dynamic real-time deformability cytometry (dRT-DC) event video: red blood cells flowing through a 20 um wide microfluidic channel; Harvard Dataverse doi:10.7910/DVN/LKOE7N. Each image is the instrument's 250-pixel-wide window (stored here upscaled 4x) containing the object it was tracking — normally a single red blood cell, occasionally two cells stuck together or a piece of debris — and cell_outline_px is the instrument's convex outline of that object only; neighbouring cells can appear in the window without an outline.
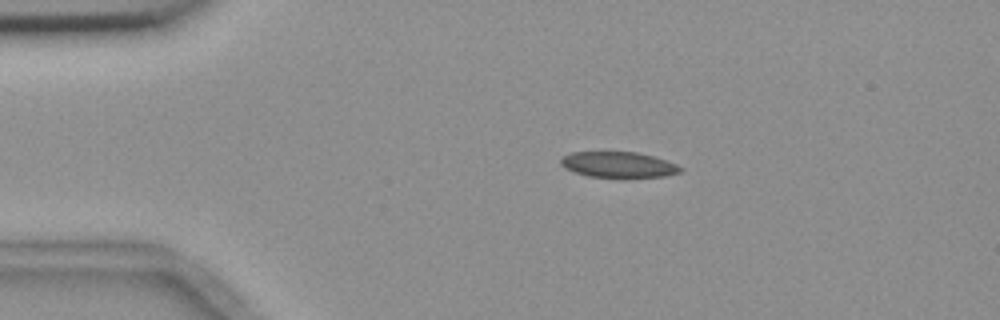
{"species": "common noctule bat (a hibernating species)", "species_latin": "Nyctalus noctula", "temperature_condition": "room temperature", "stored_images_in_passage": 45, "camera_frame_rate_fps": 3000, "um_per_image_px": 0.085, "animal": {"sex": "female", "body_mass_g": 18.4}, "frame": {"image": 1, "passage_image": 1, "time_ms": 0.0, "image_size_px": [1000, 320], "cell_outline_px": [[684, 168], [680, 172], [664, 176], [588, 176], [564, 168], [560, 164], [560, 160], [564, 156], [572, 152], [636, 152], [652, 156], [676, 164]], "centroid_in_image_um": [52.54, 13.98], "position_along_channel_um": 32.5, "area_um2": 17.4}}
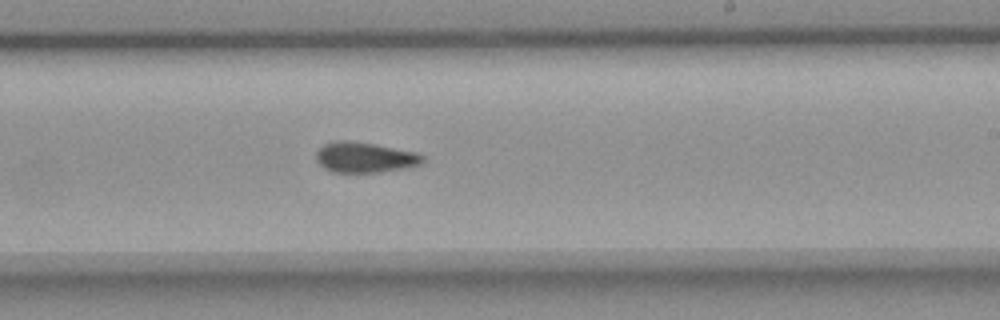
{"frame": {"image": 2, "passage_image": 23, "time_ms": 7.333, "image_size_px": [1000, 320], "cell_outline_px": [[424, 160], [420, 164], [408, 168], [380, 172], [332, 172], [324, 168], [320, 164], [316, 156], [316, 152], [324, 144], [336, 140], [348, 140], [372, 144], [416, 152], [424, 156]], "centroid_in_image_um": [31.01, 13.38], "position_along_channel_um": 258.0, "area_um2": 18.79}}
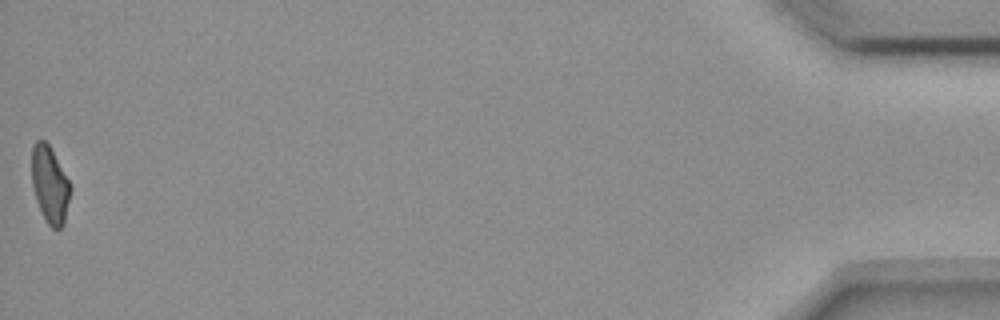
{"frame": {"image": 3, "passage_image": 45, "time_ms": 14.667, "image_size_px": [1000, 320], "cell_outline_px": [[72, 188], [64, 224], [60, 228], [52, 228], [48, 224], [36, 200], [32, 184], [32, 144], [36, 140], [44, 140], [48, 144], [72, 184]], "centroid_in_image_um": [4.26, 15.68], "position_along_channel_um": 430.9, "area_um2": 17.34}, "authors_computed_cell_mechanics": {"area_um2": 18.496, "velocity_mm_per_s": 3.6896, "shape_relaxation_time_tau1_ms": null, "shape_relaxation_time_tau2_ms": 3.694, "deformation_change_tau1": null, "deformation_change_tau2": 0.0948}}